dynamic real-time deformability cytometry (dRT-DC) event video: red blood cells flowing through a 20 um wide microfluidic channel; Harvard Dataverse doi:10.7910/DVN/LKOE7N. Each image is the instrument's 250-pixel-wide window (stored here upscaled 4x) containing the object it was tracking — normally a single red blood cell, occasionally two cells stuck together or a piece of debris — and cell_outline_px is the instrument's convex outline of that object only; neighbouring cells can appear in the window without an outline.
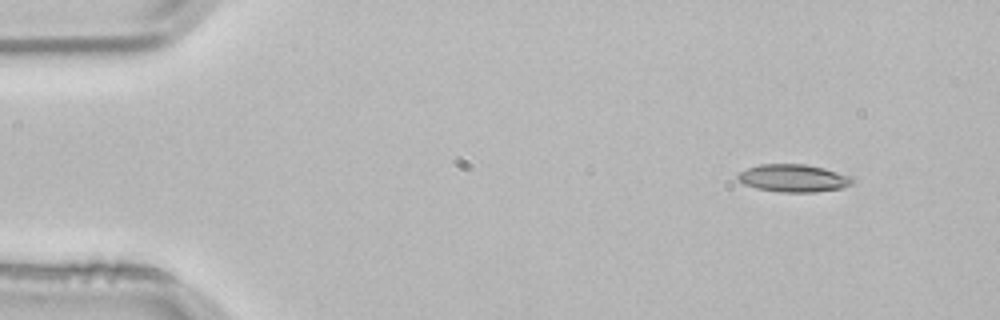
{"species": "common noctule bat (a hibernating species)", "species_latin": "Nyctalus noctula", "temperature_condition": "room temperature", "stored_images_in_passage": 3, "camera_frame_rate_fps": 3000, "um_per_image_px": 0.085, "animal": {"sex": "male", "body_mass_g": 21.5, "forearm_length_mm": 52.0}, "frame": {"image": 1, "passage_image": 1, "time_ms": 0.0, "image_size_px": [1000, 320], "cell_outline_px": [[852, 184], [840, 188], [812, 192], [780, 192], [756, 188], [744, 184], [736, 176], [740, 172], [748, 168], [760, 164], [804, 164], [824, 168], [852, 176]], "centroid_in_image_um": [67.44, 15.14], "position_along_channel_um": 17.6, "area_um2": 18.26}}
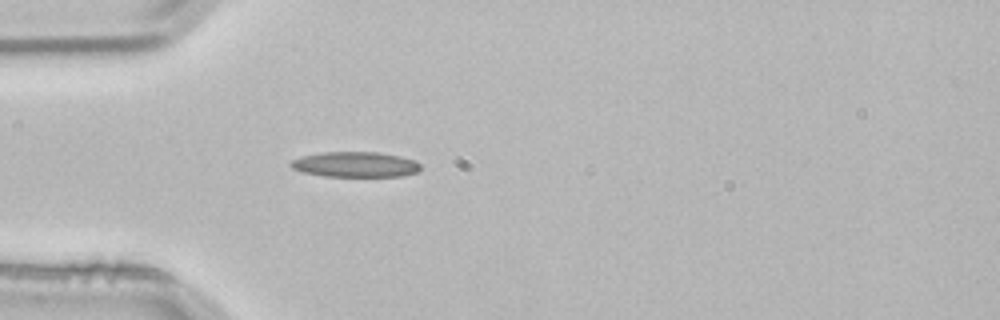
{"frame": {"image": 2, "passage_image": 3, "time_ms": 0.667, "image_size_px": [1000, 320], "cell_outline_px": [[420, 168], [416, 172], [404, 176], [324, 176], [300, 172], [292, 168], [288, 164], [292, 160], [304, 156], [324, 152], [376, 152], [400, 156], [416, 160], [420, 164]], "centroid_in_image_um": [30.2, 13.98], "position_along_channel_um": 54.8, "area_um2": 19.13}}